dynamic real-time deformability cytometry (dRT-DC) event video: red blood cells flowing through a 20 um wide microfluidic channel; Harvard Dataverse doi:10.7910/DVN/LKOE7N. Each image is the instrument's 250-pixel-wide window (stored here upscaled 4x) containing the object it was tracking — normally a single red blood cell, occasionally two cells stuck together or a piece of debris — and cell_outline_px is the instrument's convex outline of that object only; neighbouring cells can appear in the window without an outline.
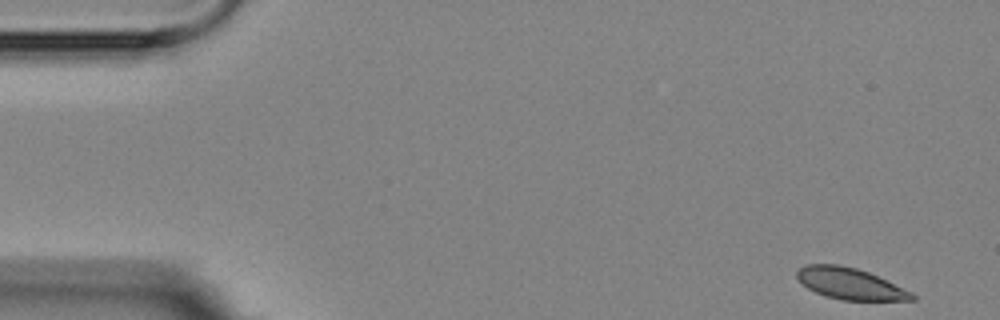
{"species": "Egyptian fruit bat (a non-hibernating species)", "species_latin": "Rousettus aegyptiacus", "temperature_condition": "room temperature", "stored_images_in_passage": 4, "camera_frame_rate_fps": 3000, "um_per_image_px": 0.085, "animal": {"sex": "female"}, "frame": {"image": 1, "passage_image": 1, "time_ms": 0.0, "image_size_px": [1000, 320], "cell_outline_px": [[916, 300], [840, 300], [824, 296], [808, 288], [796, 276], [796, 272], [804, 264], [840, 264], [856, 268], [868, 272], [912, 292], [916, 296]], "centroid_in_image_um": [72.24, 24.11], "position_along_channel_um": 12.8, "area_um2": 20.92}}
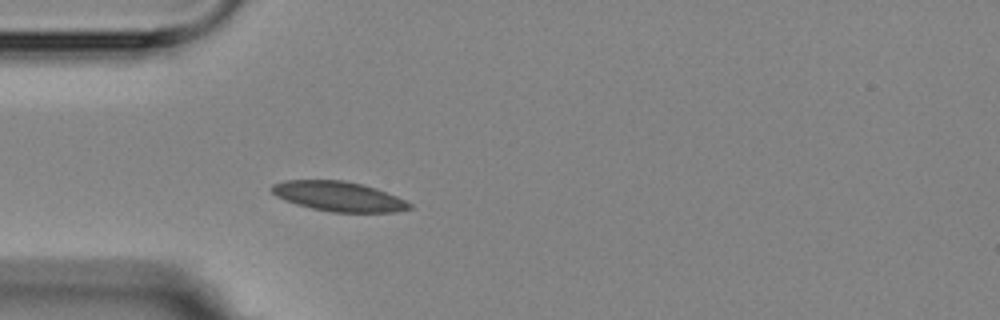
{"frame": {"image": 2, "passage_image": 4, "time_ms": 4.333, "image_size_px": [1000, 320], "cell_outline_px": [[412, 208], [396, 212], [332, 212], [312, 208], [296, 204], [284, 200], [276, 196], [272, 192], [272, 184], [284, 180], [344, 180], [376, 188], [396, 196], [412, 204]], "centroid_in_image_um": [28.77, 16.69], "position_along_channel_um": 56.2, "area_um2": 23.81}}